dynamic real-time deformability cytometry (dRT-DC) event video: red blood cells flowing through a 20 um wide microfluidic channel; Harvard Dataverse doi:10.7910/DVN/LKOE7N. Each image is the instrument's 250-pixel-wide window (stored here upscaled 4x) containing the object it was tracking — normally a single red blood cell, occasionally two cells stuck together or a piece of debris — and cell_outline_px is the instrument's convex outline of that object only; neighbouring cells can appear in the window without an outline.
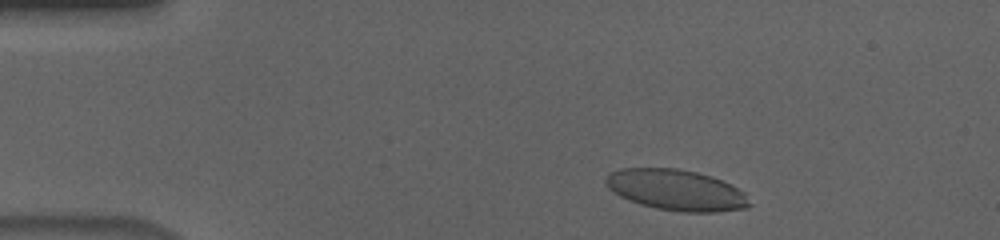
{"species": "human", "species_latin": "Homo sapiens", "temperature_condition": "cold", "stored_images_in_passage": 51, "camera_frame_rate_fps": 3000, "um_per_image_px": 0.085, "donor": {"sex": "male"}, "frame": {"image": 1, "passage_image": 4, "time_ms": 1.0, "image_size_px": [1000, 240], "cell_outline_px": [[752, 204], [748, 208], [716, 212], [684, 212], [656, 208], [640, 204], [620, 196], [608, 188], [604, 180], [612, 172], [620, 168], [676, 168], [696, 172], [712, 176], [732, 184], [744, 192]], "centroid_in_image_um": [57.52, 16.15], "position_along_channel_um": 27.5, "area_um2": 34.28}}
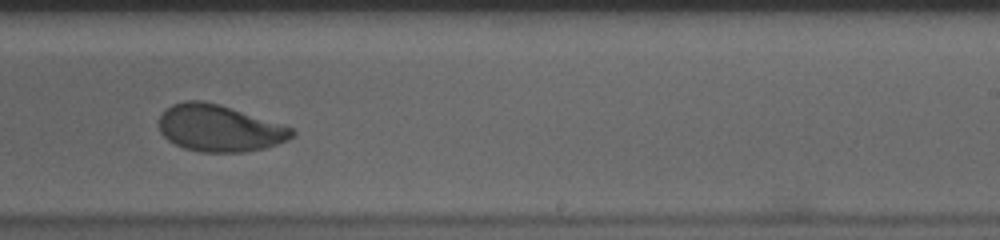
{"frame": {"image": 2, "passage_image": 30, "time_ms": 9.667, "image_size_px": [1000, 240], "cell_outline_px": [[296, 132], [288, 140], [264, 148], [244, 152], [200, 152], [184, 148], [168, 140], [160, 132], [160, 116], [172, 104], [184, 100], [200, 100], [220, 104], [284, 124], [292, 128]], "centroid_in_image_um": [18.67, 10.89], "position_along_channel_um": 270.3, "area_um2": 36.24}}
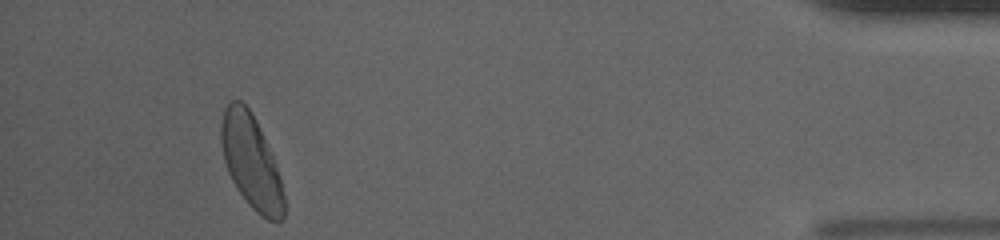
{"frame": {"image": 3, "passage_image": 47, "time_ms": 15.333, "image_size_px": [1000, 240], "cell_outline_px": [[284, 216], [280, 220], [268, 220], [260, 216], [248, 204], [236, 188], [228, 172], [224, 160], [220, 144], [220, 124], [224, 108], [232, 100], [240, 100], [252, 112], [272, 152], [280, 176], [284, 196]], "centroid_in_image_um": [21.34, 13.73], "position_along_channel_um": 413.9, "area_um2": 34.51}, "authors_computed_cell_mechanics": {"area_um2": 35.6048, "velocity_mm_per_s": 3.616, "shape_relaxation_time_tau1_ms": 4.4335, "shape_relaxation_time_tau2_ms": 1.2078, "deformation_change_tau1": 0.1554, "deformation_change_tau2": 0.0582}}